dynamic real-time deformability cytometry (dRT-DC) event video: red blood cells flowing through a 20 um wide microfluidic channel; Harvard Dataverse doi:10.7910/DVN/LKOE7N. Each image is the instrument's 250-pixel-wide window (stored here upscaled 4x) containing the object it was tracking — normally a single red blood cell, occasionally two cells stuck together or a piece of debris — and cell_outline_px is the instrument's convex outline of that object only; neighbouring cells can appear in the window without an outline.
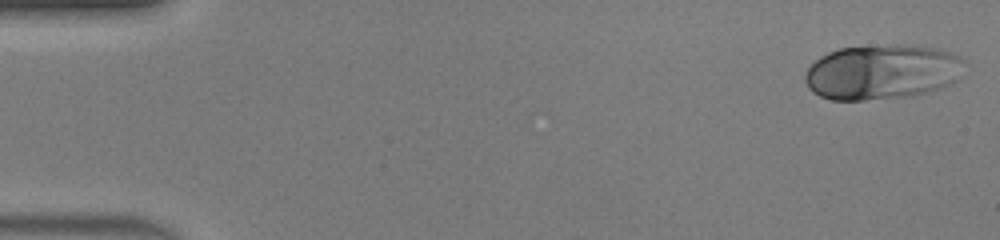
{"species": "human", "species_latin": "Homo sapiens", "temperature_condition": "warm", "stored_images_in_passage": 47, "camera_frame_rate_fps": 3000, "um_per_image_px": 0.085, "donor": {"sex": "male"}, "frame": {"image": 1, "passage_image": 1, "time_ms": 0.0, "image_size_px": [1000, 240], "cell_outline_px": [[964, 60], [956, 80], [952, 84], [928, 92], [912, 96], [864, 100], [832, 100], [820, 96], [812, 92], [808, 88], [804, 80], [804, 72], [820, 56], [828, 52], [840, 48], [896, 44], [932, 48], [948, 52], [960, 56]], "centroid_in_image_um": [74.92, 6.13], "position_along_channel_um": 10.1, "area_um2": 51.04}}
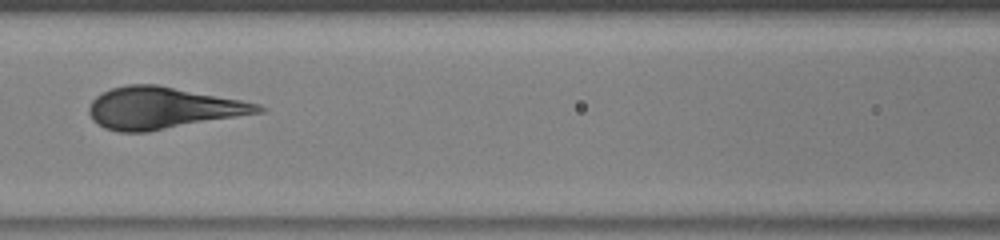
{"frame": {"image": 2, "passage_image": 21, "time_ms": 6.667, "image_size_px": [1000, 240], "cell_outline_px": [[268, 108], [264, 112], [148, 132], [120, 132], [104, 128], [92, 120], [88, 112], [88, 108], [92, 100], [96, 96], [112, 88], [128, 84], [156, 84], [240, 100], [260, 104]], "centroid_in_image_um": [13.82, 9.19], "position_along_channel_um": 152.8, "area_um2": 41.15}}
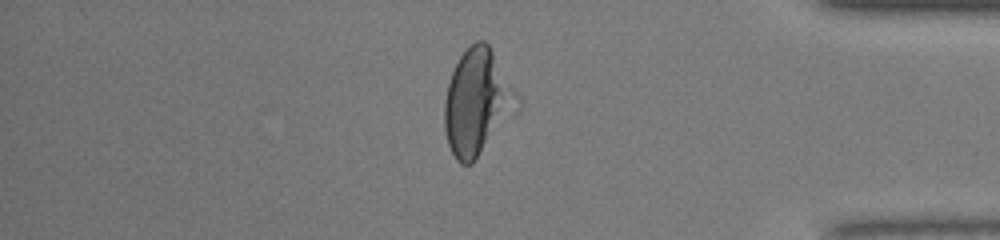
{"frame": {"image": 3, "passage_image": 40, "time_ms": 13.0, "image_size_px": [1000, 240], "cell_outline_px": [[500, 92], [496, 108], [484, 140], [472, 164], [460, 164], [456, 160], [448, 144], [444, 128], [444, 104], [448, 84], [452, 72], [460, 56], [476, 40], [484, 40], [488, 44], [492, 52]], "centroid_in_image_um": [40.02, 8.64], "position_along_channel_um": 395.2, "area_um2": 35.14}}